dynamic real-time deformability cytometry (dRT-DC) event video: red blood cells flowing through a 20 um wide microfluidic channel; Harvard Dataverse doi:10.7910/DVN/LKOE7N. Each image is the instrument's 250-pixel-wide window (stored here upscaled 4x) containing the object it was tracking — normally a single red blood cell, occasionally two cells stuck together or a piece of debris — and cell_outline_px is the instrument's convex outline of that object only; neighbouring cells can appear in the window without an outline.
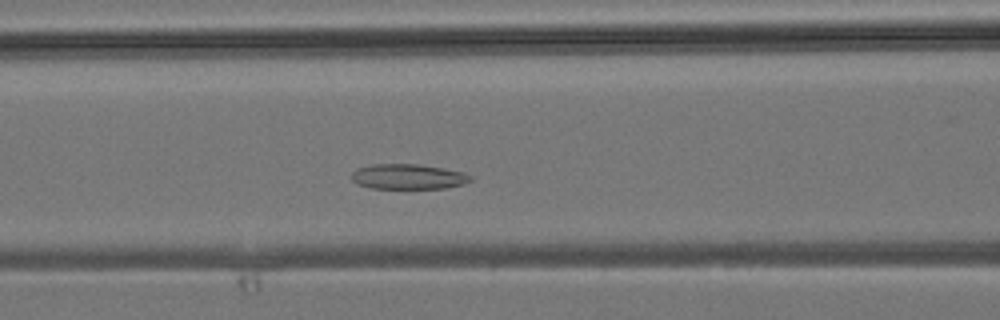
{"species": "common noctule bat (a hibernating species)", "species_latin": "Nyctalus noctula", "temperature_condition": "room temperature", "stored_images_in_passage": 38, "camera_frame_rate_fps": 3000, "um_per_image_px": 0.085, "animal": {"sex": "male", "body_mass_g": 19.2, "forearm_length_mm": 51.8}, "frame": {"image": 1, "passage_image": 12, "time_ms": 3.667, "image_size_px": [1000, 320], "cell_outline_px": [[472, 180], [464, 184], [448, 188], [368, 188], [356, 184], [352, 180], [352, 172], [356, 168], [372, 164], [416, 164], [444, 168], [464, 172], [472, 176]], "centroid_in_image_um": [34.69, 15.01], "position_along_channel_um": 131.9, "area_um2": 17.63}}
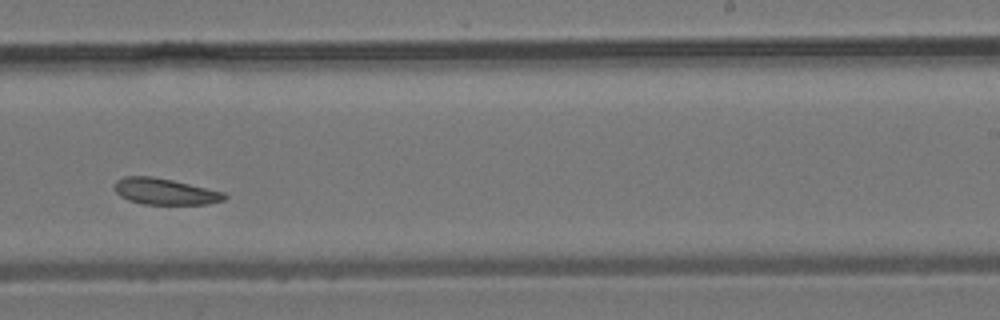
{"frame": {"image": 2, "passage_image": 21, "time_ms": 6.667, "image_size_px": [1000, 320], "cell_outline_px": [[228, 196], [224, 200], [208, 204], [144, 204], [128, 200], [120, 196], [116, 192], [116, 180], [124, 176], [152, 176], [172, 180], [224, 192]], "centroid_in_image_um": [14.03, 16.28], "position_along_channel_um": 275.0, "area_um2": 16.7}}
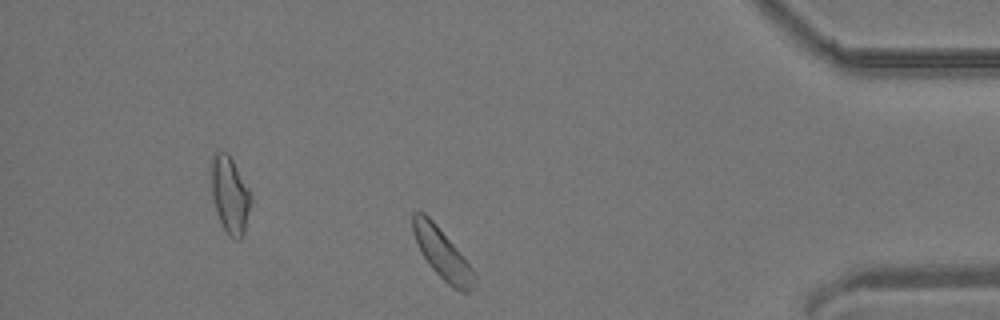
{"frame": {"image": 3, "passage_image": 31, "time_ms": 10.0, "image_size_px": [1000, 320], "cell_outline_px": [[476, 276], [472, 292], [460, 292], [452, 288], [428, 264], [416, 244], [412, 232], [412, 212], [424, 212], [436, 224], [460, 252], [476, 272]], "centroid_in_image_um": [37.6, 21.58], "position_along_channel_um": 397.6, "area_um2": 18.21}}